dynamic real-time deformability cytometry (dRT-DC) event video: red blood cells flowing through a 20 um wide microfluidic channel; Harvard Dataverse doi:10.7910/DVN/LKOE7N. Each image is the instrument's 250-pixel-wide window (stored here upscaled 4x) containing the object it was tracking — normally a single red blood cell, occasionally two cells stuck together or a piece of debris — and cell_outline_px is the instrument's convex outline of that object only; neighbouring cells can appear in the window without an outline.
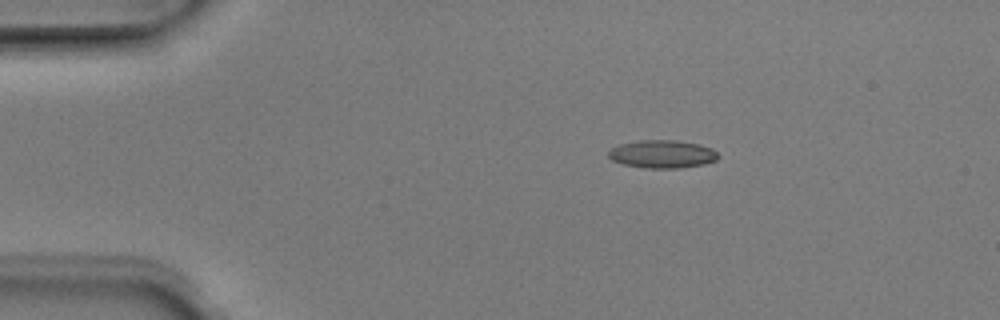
{"species": "Egyptian fruit bat (a non-hibernating species)", "species_latin": "Rousettus aegyptiacus", "temperature_condition": "room temperature", "stored_images_in_passage": 4, "camera_frame_rate_fps": 3000, "um_per_image_px": 0.085, "animal": {"sex": "male"}, "frame": {"image": 1, "passage_image": 2, "time_ms": 0.333, "image_size_px": [1000, 320], "cell_outline_px": [[720, 156], [716, 160], [704, 164], [680, 168], [648, 168], [624, 164], [612, 160], [608, 156], [608, 152], [612, 148], [620, 144], [640, 140], [676, 140], [700, 144], [712, 148]], "centroid_in_image_um": [56.32, 13.09], "position_along_channel_um": 28.7, "area_um2": 17.86}}
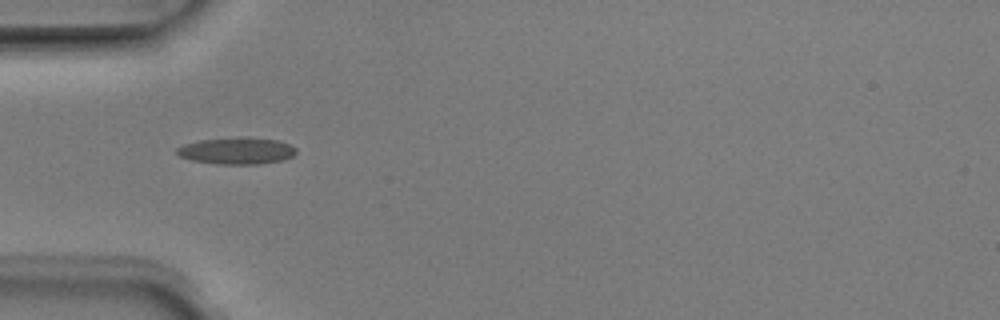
{"frame": {"image": 2, "passage_image": 4, "time_ms": 1.0, "image_size_px": [1000, 320], "cell_outline_px": [[296, 152], [292, 156], [284, 160], [260, 164], [216, 164], [192, 160], [180, 156], [176, 152], [176, 148], [184, 144], [200, 140], [236, 136], [248, 136], [280, 140], [296, 148]], "centroid_in_image_um": [20.14, 12.8], "position_along_channel_um": 64.9, "area_um2": 18.96}}